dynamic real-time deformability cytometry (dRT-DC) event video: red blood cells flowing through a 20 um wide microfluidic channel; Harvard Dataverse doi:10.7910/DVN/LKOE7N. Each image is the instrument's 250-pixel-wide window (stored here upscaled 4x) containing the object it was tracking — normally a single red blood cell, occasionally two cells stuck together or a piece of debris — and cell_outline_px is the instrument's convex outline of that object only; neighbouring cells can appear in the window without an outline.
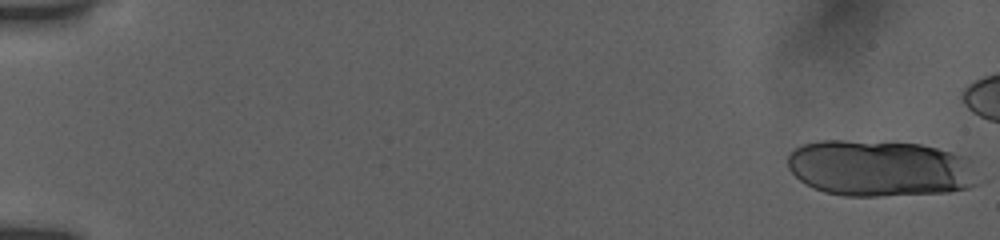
{"species": "human", "species_latin": "Homo sapiens", "temperature_condition": "room temperature", "stored_images_in_passage": 21, "camera_frame_rate_fps": 3000, "um_per_image_px": 0.085, "donor": {"sex": "female"}, "frame": {"image": 1, "passage_image": 1, "time_ms": 0.0, "image_size_px": [1000, 240], "cell_outline_px": [[976, 184], [968, 188], [948, 192], [880, 196], [844, 196], [824, 192], [812, 188], [800, 180], [788, 168], [788, 156], [796, 148], [804, 144], [820, 140], [844, 140], [920, 144], [968, 156], [972, 160]], "centroid_in_image_um": [74.79, 14.31], "position_along_channel_um": 10.2, "area_um2": 62.6}}